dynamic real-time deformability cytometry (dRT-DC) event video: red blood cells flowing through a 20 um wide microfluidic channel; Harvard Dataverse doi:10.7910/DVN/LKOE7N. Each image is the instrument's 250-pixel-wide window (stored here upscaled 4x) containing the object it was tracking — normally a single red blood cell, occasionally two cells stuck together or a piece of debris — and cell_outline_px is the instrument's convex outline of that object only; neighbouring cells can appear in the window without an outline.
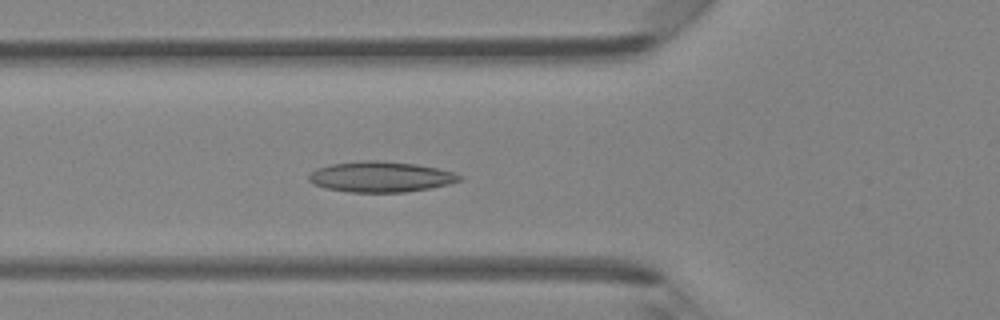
{"species": "Egyptian fruit bat (a non-hibernating species)", "species_latin": "Rousettus aegyptiacus", "temperature_condition": "room temperature", "stored_images_in_passage": 36, "camera_frame_rate_fps": 3000, "um_per_image_px": 0.085, "animal": {"sex": "female"}, "frame": {"image": 1, "passage_image": 9, "time_ms": 2.667, "image_size_px": [1000, 320], "cell_outline_px": [[464, 180], [448, 184], [428, 188], [404, 192], [348, 192], [328, 188], [312, 184], [308, 180], [308, 176], [316, 168], [332, 164], [368, 160], [380, 160], [416, 164], [436, 168], [452, 172], [464, 176]], "centroid_in_image_um": [32.37, 15.02], "position_along_channel_um": 93.4, "area_um2": 26.76}}
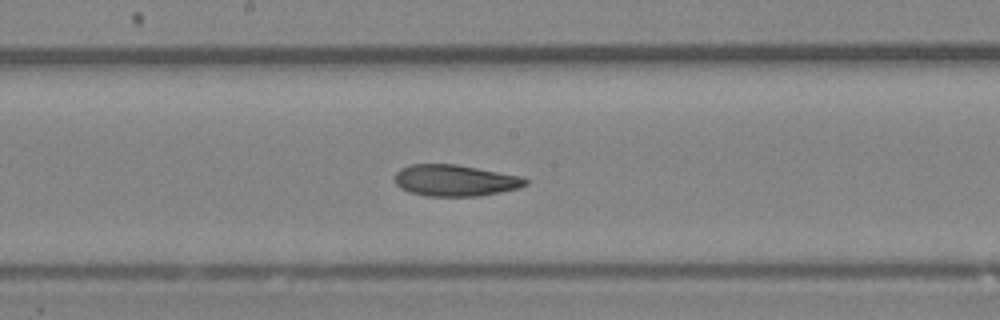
{"frame": {"image": 2, "passage_image": 17, "time_ms": 5.333, "image_size_px": [1000, 320], "cell_outline_px": [[528, 184], [520, 188], [480, 196], [424, 196], [408, 192], [400, 188], [396, 184], [396, 172], [400, 168], [408, 164], [456, 164], [524, 176], [528, 180]], "centroid_in_image_um": [38.7, 15.34], "position_along_channel_um": 209.5, "area_um2": 24.28}}
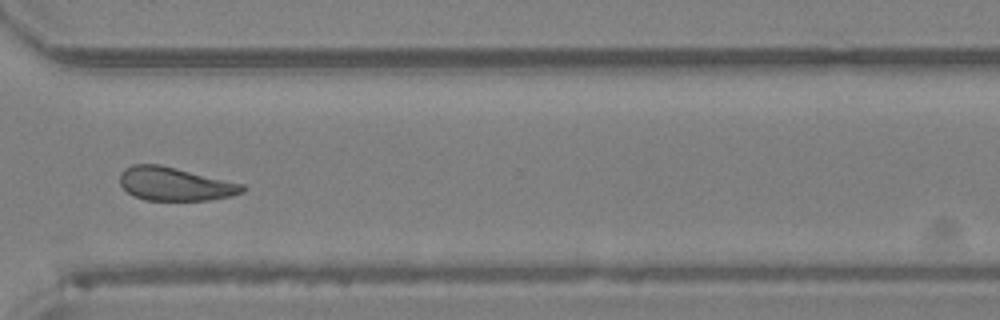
{"frame": {"image": 3, "passage_image": 27, "time_ms": 8.667, "image_size_px": [1000, 320], "cell_outline_px": [[248, 188], [244, 192], [232, 196], [208, 200], [144, 200], [132, 196], [120, 184], [120, 172], [124, 168], [132, 164], [160, 164], [244, 184]], "centroid_in_image_um": [14.88, 15.64], "position_along_channel_um": 355.7, "area_um2": 24.1}}